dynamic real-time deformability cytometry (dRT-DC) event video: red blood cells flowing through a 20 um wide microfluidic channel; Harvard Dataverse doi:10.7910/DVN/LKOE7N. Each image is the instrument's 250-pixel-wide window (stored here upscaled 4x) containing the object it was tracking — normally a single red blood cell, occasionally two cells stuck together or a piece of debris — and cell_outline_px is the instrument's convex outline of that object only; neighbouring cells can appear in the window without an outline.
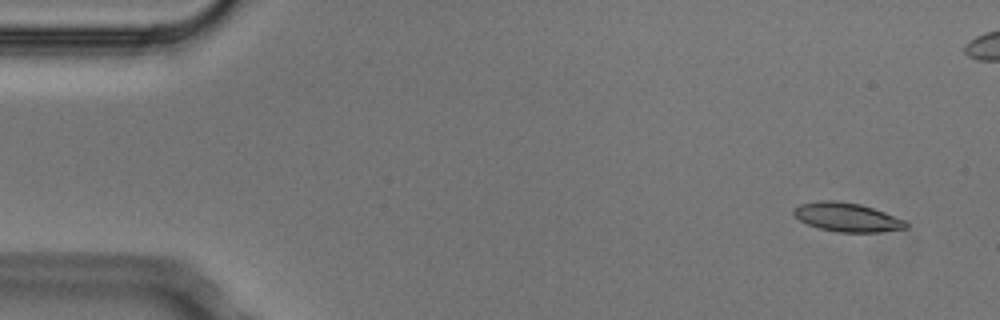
{"species": "Egyptian fruit bat (a non-hibernating species)", "species_latin": "Rousettus aegyptiacus", "temperature_condition": "cold", "stored_images_in_passage": 4, "camera_frame_rate_fps": 3000, "um_per_image_px": 0.085, "animal": {"sex": "male"}, "frame": {"image": 1, "passage_image": 1, "time_ms": 0.0, "image_size_px": [1000, 320], "cell_outline_px": [[908, 228], [880, 232], [840, 232], [820, 228], [808, 224], [800, 220], [792, 212], [792, 208], [800, 204], [820, 200], [836, 200], [860, 204], [884, 212], [904, 220], [908, 224]], "centroid_in_image_um": [71.98, 18.45], "position_along_channel_um": 13.0, "area_um2": 18.79}}